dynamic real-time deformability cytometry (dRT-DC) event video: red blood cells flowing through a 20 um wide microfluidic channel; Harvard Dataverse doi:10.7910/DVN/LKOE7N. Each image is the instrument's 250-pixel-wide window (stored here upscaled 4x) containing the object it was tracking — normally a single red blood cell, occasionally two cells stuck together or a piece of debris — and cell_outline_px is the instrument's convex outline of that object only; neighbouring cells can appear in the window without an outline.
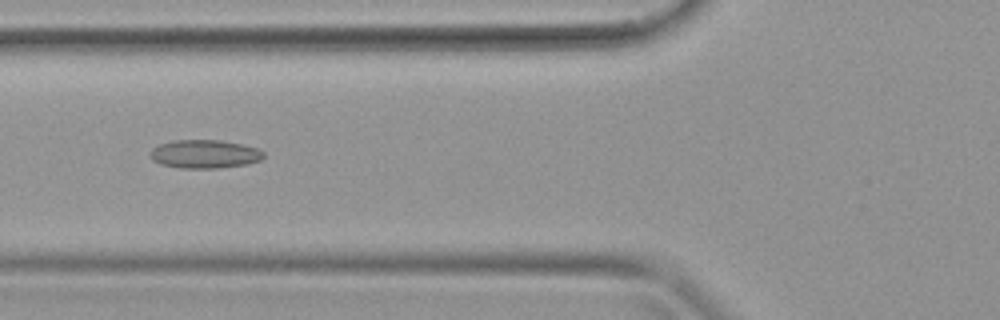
{"species": "common noctule bat (a hibernating species)", "species_latin": "Nyctalus noctula", "temperature_condition": "warm", "stored_images_in_passage": 33, "camera_frame_rate_fps": 3000, "um_per_image_px": 0.085, "animal": {"sex": "female", "body_mass_g": 19.9}, "frame": {"image": 1, "passage_image": 9, "time_ms": 2.667, "image_size_px": [1000, 320], "cell_outline_px": [[264, 156], [260, 160], [248, 164], [216, 168], [180, 168], [160, 164], [152, 160], [152, 148], [160, 144], [172, 140], [220, 140], [240, 144], [256, 148], [264, 152]], "centroid_in_image_um": [17.39, 13.09], "position_along_channel_um": 108.4, "area_um2": 18.67}}
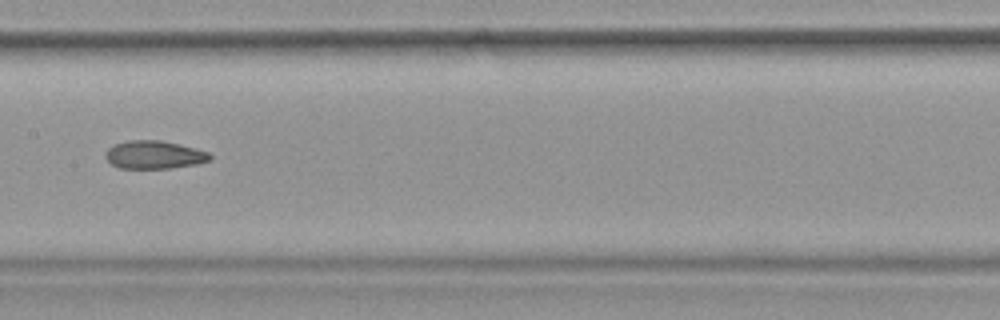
{"frame": {"image": 2, "passage_image": 14, "time_ms": 4.333, "image_size_px": [1000, 320], "cell_outline_px": [[212, 160], [196, 164], [168, 168], [120, 168], [112, 164], [104, 156], [104, 152], [112, 144], [128, 140], [160, 140], [196, 148], [208, 152], [212, 156]], "centroid_in_image_um": [13.09, 13.15], "position_along_channel_um": 194.3, "area_um2": 17.17}}
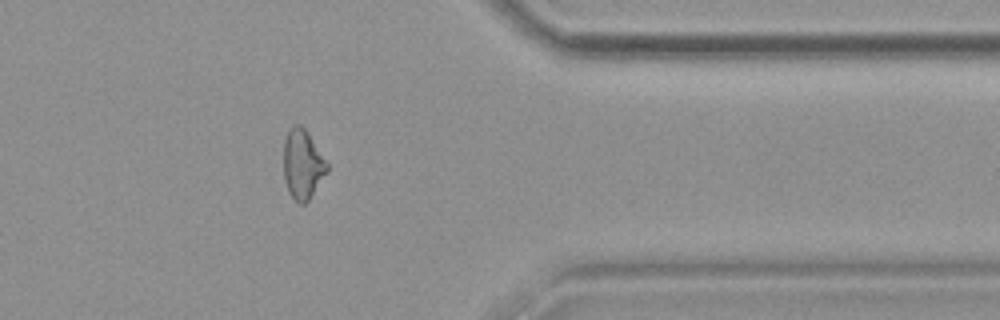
{"frame": {"image": 3, "passage_image": 26, "time_ms": 8.333, "image_size_px": [1000, 320], "cell_outline_px": [[328, 172], [308, 200], [304, 204], [300, 204], [288, 192], [284, 180], [284, 140], [288, 132], [296, 124], [300, 124], [304, 128], [328, 164]], "centroid_in_image_um": [25.71, 13.99], "position_along_channel_um": 385.7, "area_um2": 17.28}}